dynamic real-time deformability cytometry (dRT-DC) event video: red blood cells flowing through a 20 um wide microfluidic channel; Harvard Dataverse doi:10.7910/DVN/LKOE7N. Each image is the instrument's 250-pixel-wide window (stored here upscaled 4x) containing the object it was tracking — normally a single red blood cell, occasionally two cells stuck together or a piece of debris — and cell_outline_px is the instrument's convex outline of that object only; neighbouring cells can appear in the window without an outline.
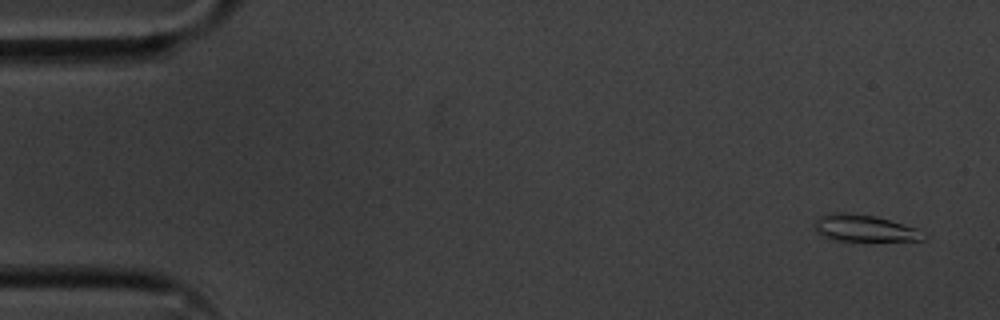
{"species": "common noctule bat (a hibernating species)", "species_latin": "Nyctalus noctula", "temperature_condition": "cold", "stored_images_in_passage": 55, "camera_frame_rate_fps": 3000, "um_per_image_px": 0.085, "animal": {"sex": "male", "body_mass_g": 20.1, "forearm_length_mm": 53.5}, "frame": {"image": 1, "passage_image": 2, "time_ms": 0.333, "image_size_px": [1000, 320], "cell_outline_px": [[928, 236], [924, 240], [832, 240], [824, 236], [812, 224], [820, 216], [836, 212], [844, 212], [876, 216], [916, 228]], "centroid_in_image_um": [73.48, 19.39], "position_along_channel_um": 11.5, "area_um2": 16.65}}
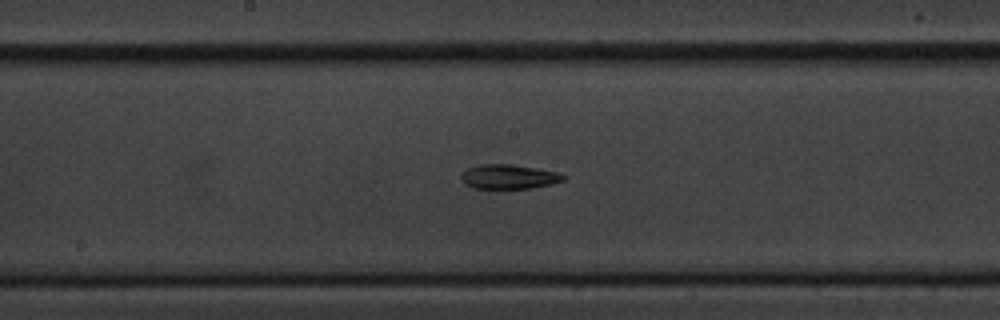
{"frame": {"image": 2, "passage_image": 28, "time_ms": 9.0, "image_size_px": [1000, 320], "cell_outline_px": [[564, 180], [552, 184], [532, 188], [472, 188], [464, 184], [460, 180], [460, 176], [468, 168], [480, 164], [512, 164], [536, 168], [556, 172], [564, 176]], "centroid_in_image_um": [43.2, 15.02], "position_along_channel_um": 205.0, "area_um2": 14.51}}
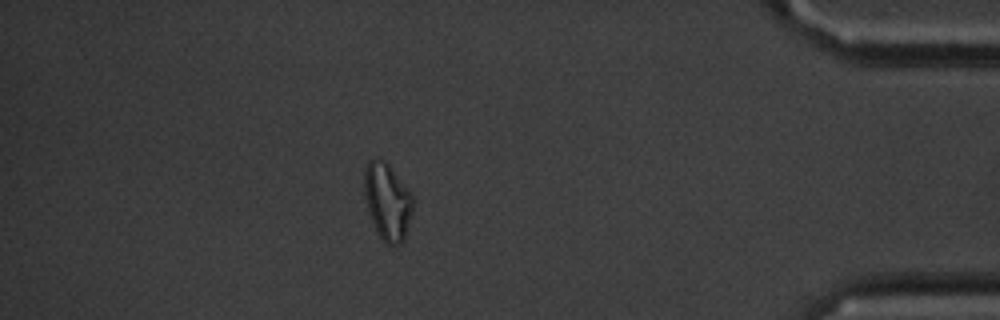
{"frame": {"image": 3, "passage_image": 48, "time_ms": 15.667, "image_size_px": [1000, 320], "cell_outline_px": [[412, 212], [404, 240], [400, 244], [388, 244], [380, 236], [368, 212], [364, 192], [364, 172], [368, 160], [376, 156], [384, 160], [388, 164], [404, 184], [412, 196]], "centroid_in_image_um": [32.91, 17.08], "position_along_channel_um": 402.3, "area_um2": 21.5}, "authors_computed_cell_mechanics": {"area_um2": 15.6638, "velocity_mm_per_s": 3.5928, "shape_relaxation_time_tau1_ms": 6.0947, "shape_relaxation_time_tau2_ms": null, "deformation_change_tau1": 0.1714, "deformation_change_tau2": null}}